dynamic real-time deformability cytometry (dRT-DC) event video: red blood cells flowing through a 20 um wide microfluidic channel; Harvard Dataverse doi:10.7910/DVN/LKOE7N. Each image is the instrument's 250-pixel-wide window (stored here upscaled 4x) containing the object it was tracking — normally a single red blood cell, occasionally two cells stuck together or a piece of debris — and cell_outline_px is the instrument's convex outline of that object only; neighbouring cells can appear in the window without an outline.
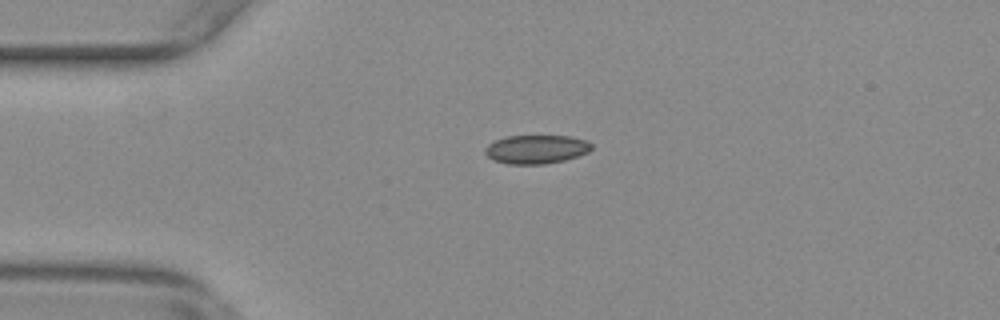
{"species": "common noctule bat (a hibernating species)", "species_latin": "Nyctalus noctula", "temperature_condition": "warm", "stored_images_in_passage": 45, "camera_frame_rate_fps": 3000, "um_per_image_px": 0.085, "animal": {"sex": "female", "body_mass_g": 29.2, "forearm_length_mm": 56.3}, "frame": {"image": 1, "passage_image": 3, "time_ms": 0.667, "image_size_px": [1000, 320], "cell_outline_px": [[592, 148], [588, 152], [564, 160], [544, 164], [508, 164], [496, 160], [488, 156], [484, 152], [484, 148], [488, 144], [496, 140], [508, 136], [572, 136], [588, 140], [592, 144]], "centroid_in_image_um": [45.61, 12.68], "position_along_channel_um": 39.4, "area_um2": 17.74}}
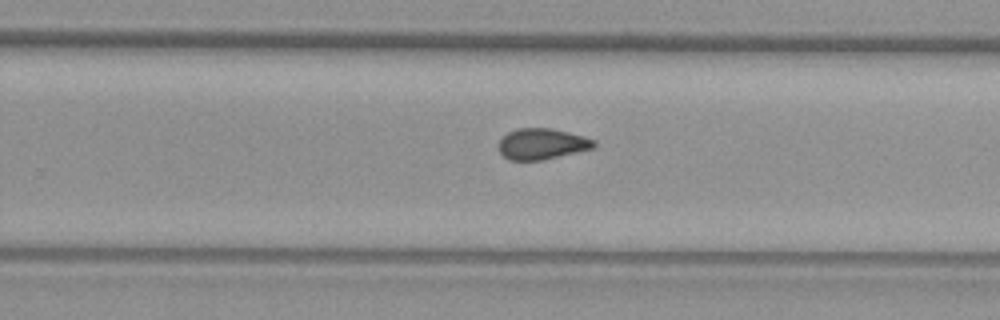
{"frame": {"image": 2, "passage_image": 25, "time_ms": 8.0, "image_size_px": [1000, 320], "cell_outline_px": [[596, 148], [544, 160], [508, 160], [500, 152], [500, 140], [508, 132], [516, 128], [552, 128], [584, 136], [596, 140]], "centroid_in_image_um": [46.12, 12.23], "position_along_channel_um": 283.7, "area_um2": 17.34}}
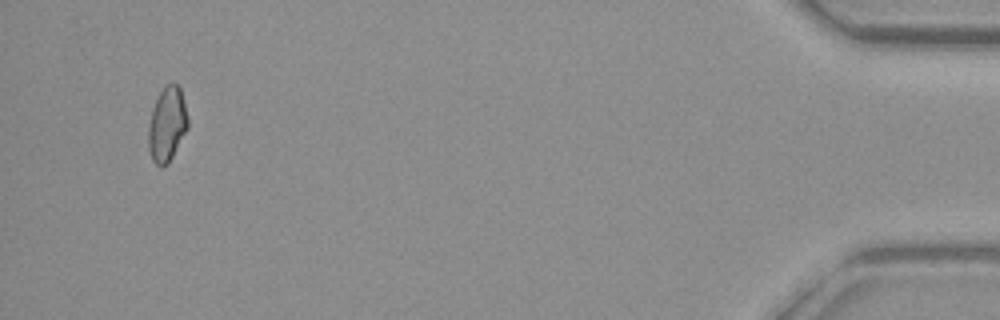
{"frame": {"image": 3, "passage_image": 43, "time_ms": 14.0, "image_size_px": [1000, 320], "cell_outline_px": [[188, 128], [168, 164], [160, 168], [152, 160], [148, 148], [148, 124], [152, 108], [160, 92], [168, 84], [176, 84], [180, 88], [188, 120]], "centroid_in_image_um": [14.18, 10.62], "position_along_channel_um": 421.0, "area_um2": 17.05}, "authors_computed_cell_mechanics": {"area_um2": 17.3978, "velocity_mm_per_s": 3.7137, "shape_relaxation_time_tau1_ms": null, "shape_relaxation_time_tau2_ms": 2.1498, "deformation_change_tau1": null, "deformation_change_tau2": 0.0579}}